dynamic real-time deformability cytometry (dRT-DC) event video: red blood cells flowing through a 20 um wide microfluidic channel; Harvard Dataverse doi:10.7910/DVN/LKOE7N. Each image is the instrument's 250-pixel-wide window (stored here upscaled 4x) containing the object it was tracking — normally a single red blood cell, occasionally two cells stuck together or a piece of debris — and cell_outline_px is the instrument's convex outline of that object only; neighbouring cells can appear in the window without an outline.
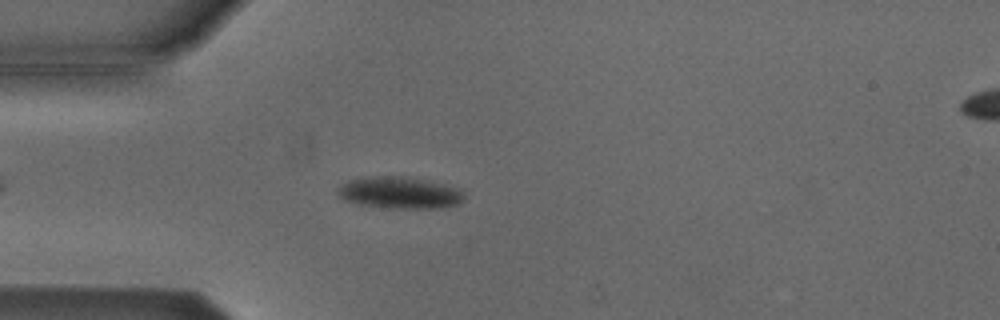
{"species": "Egyptian fruit bat (a non-hibernating species)", "species_latin": "Rousettus aegyptiacus", "temperature_condition": "cold", "stored_images_in_passage": 44, "camera_frame_rate_fps": 3000, "um_per_image_px": 0.085, "animal": {"sex": "male"}, "frame": {"image": 1, "passage_image": 8, "time_ms": 2.333, "image_size_px": [1000, 320], "cell_outline_px": [[464, 200], [460, 204], [444, 208], [392, 208], [360, 204], [344, 200], [340, 196], [340, 188], [348, 180], [376, 176], [400, 176], [420, 180], [456, 188], [464, 196]], "centroid_in_image_um": [33.99, 16.4], "position_along_channel_um": 51.0, "area_um2": 22.66}}
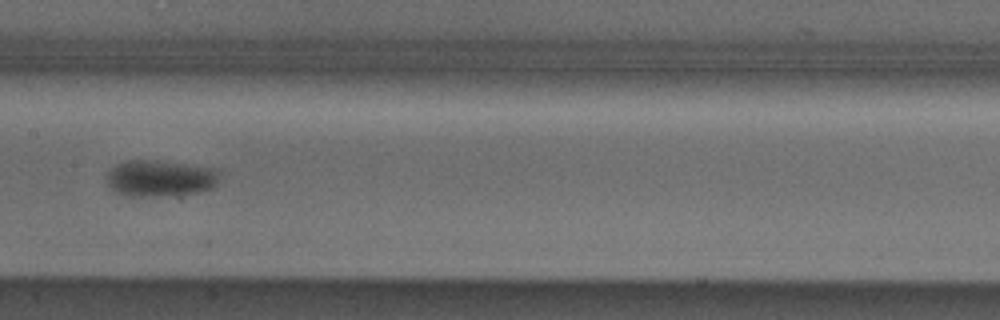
{"frame": {"image": 2, "passage_image": 20, "time_ms": 6.333, "image_size_px": [1000, 320], "cell_outline_px": [[220, 176], [216, 184], [212, 188], [200, 192], [168, 196], [132, 196], [116, 192], [108, 184], [108, 172], [116, 164], [128, 160], [156, 160], [220, 168]], "centroid_in_image_um": [13.69, 15.14], "position_along_channel_um": 193.7, "area_um2": 24.22}}
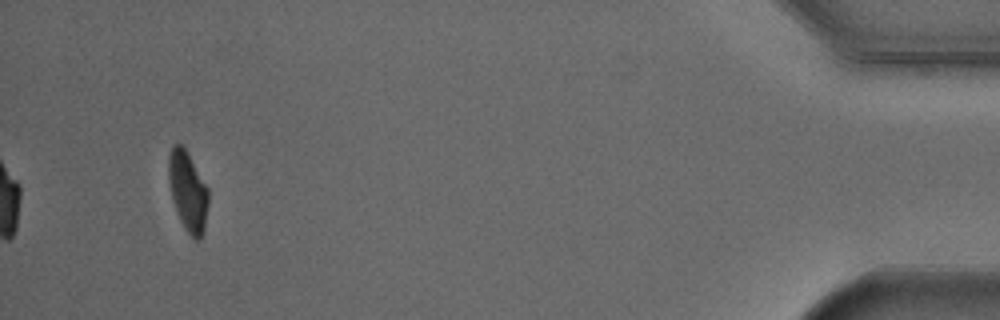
{"frame": {"image": 3, "passage_image": 44, "time_ms": 14.333, "image_size_px": [1000, 320], "cell_outline_px": [[208, 204], [204, 232], [200, 240], [192, 240], [184, 228], [176, 212], [172, 200], [168, 176], [168, 156], [172, 148], [176, 144], [184, 144], [208, 188]], "centroid_in_image_um": [15.97, 16.28], "position_along_channel_um": 419.2, "area_um2": 18.9}, "authors_computed_cell_mechanics": {"area_um2": 22.0796, "velocity_mm_per_s": 3.8157, "shape_relaxation_time_tau1_ms": 1.4799, "shape_relaxation_time_tau2_ms": null, "deformation_change_tau1": 0.087, "deformation_change_tau2": null}}